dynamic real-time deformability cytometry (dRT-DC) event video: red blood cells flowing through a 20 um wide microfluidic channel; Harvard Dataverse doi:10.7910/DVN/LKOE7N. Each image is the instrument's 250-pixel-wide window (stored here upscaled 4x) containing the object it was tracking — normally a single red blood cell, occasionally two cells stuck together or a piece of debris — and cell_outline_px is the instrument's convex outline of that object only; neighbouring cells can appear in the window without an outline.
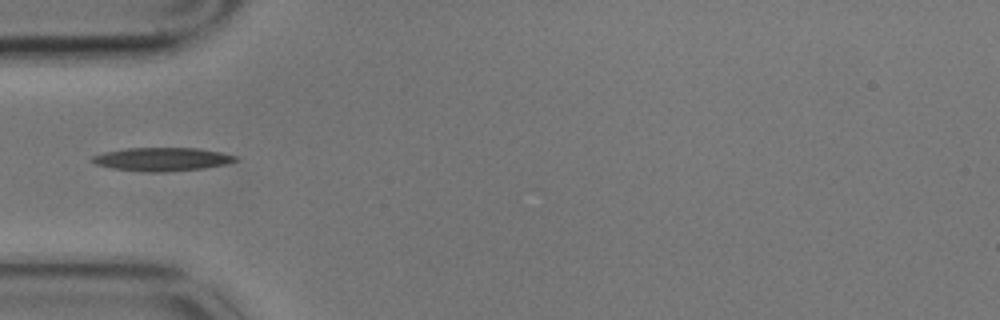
{"species": "common noctule bat (a hibernating species)", "species_latin": "Nyctalus noctula", "temperature_condition": "cold", "stored_images_in_passage": 5, "camera_frame_rate_fps": 3000, "um_per_image_px": 0.085, "animal": {"sex": "male", "body_mass_g": 17.9}, "frame": {"image": 1, "passage_image": 4, "time_ms": 1.0, "image_size_px": [1000, 320], "cell_outline_px": [[240, 160], [228, 164], [204, 168], [164, 172], [148, 172], [112, 168], [96, 164], [92, 160], [92, 156], [104, 152], [124, 148], [196, 148], [220, 152], [236, 156]], "centroid_in_image_um": [13.81, 13.53], "position_along_channel_um": 71.2, "area_um2": 19.54}}